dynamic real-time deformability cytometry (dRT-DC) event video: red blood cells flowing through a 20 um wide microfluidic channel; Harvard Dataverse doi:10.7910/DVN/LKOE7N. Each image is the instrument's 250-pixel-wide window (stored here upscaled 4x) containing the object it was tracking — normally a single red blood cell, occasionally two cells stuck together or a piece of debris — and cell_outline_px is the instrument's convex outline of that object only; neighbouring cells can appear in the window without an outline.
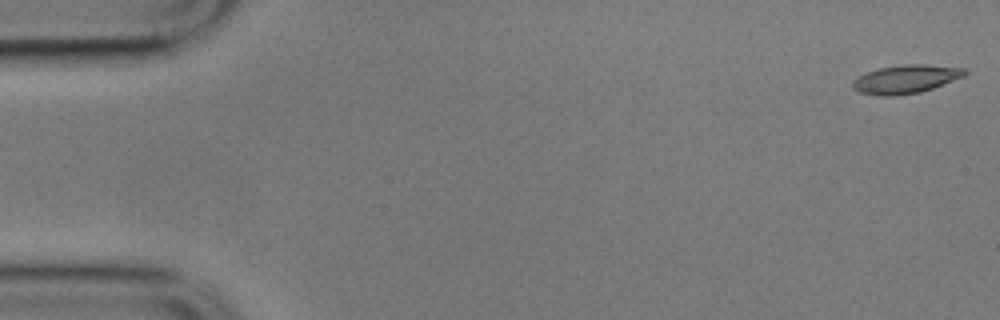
{"species": "common noctule bat (a hibernating species)", "species_latin": "Nyctalus noctula", "temperature_condition": "cold", "stored_images_in_passage": 5, "camera_frame_rate_fps": 3000, "um_per_image_px": 0.085, "animal": {"sex": "male", "body_mass_g": 17.9}, "frame": {"image": 1, "passage_image": 1, "time_ms": 0.0, "image_size_px": [1000, 320], "cell_outline_px": [[968, 72], [964, 76], [932, 88], [920, 92], [892, 96], [876, 96], [860, 92], [852, 88], [852, 80], [868, 72], [880, 68], [904, 64], [924, 64], [964, 68]], "centroid_in_image_um": [76.97, 6.73], "position_along_channel_um": 8.0, "area_um2": 18.44}}
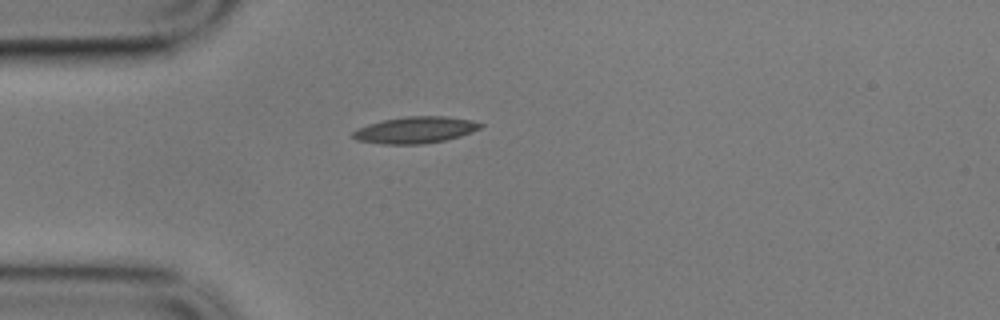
{"frame": {"image": 2, "passage_image": 5, "time_ms": 1.333, "image_size_px": [1000, 320], "cell_outline_px": [[484, 124], [480, 128], [472, 132], [460, 136], [444, 140], [424, 144], [384, 144], [356, 140], [352, 136], [352, 132], [356, 128], [368, 124], [384, 120], [408, 116], [444, 116], [472, 120]], "centroid_in_image_um": [35.29, 11.05], "position_along_channel_um": 49.7, "area_um2": 19.71}}